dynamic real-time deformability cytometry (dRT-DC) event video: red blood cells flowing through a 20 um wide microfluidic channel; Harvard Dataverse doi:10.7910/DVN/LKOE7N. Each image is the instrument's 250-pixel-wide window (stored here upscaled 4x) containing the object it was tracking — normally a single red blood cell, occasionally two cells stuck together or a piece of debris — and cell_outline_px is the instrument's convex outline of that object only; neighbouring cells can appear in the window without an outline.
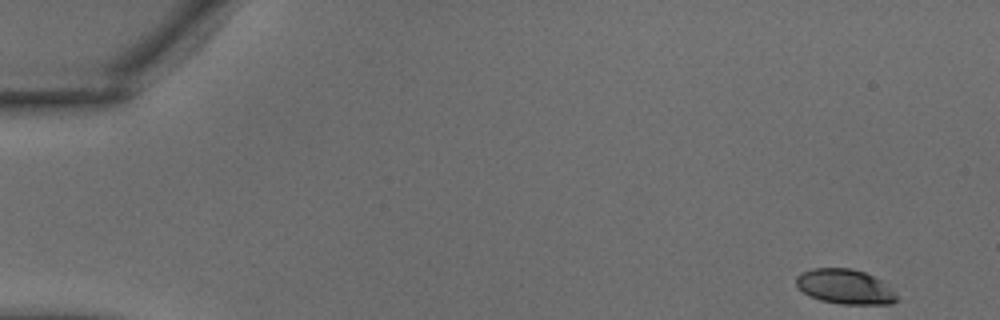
{"species": "common noctule bat (a hibernating species)", "species_latin": "Nyctalus noctula", "temperature_condition": "warm", "stored_images_in_passage": 7, "camera_frame_rate_fps": 3000, "um_per_image_px": 0.085, "animal": {"sex": "male", "body_mass_g": 18.8}, "frame": {"image": 1, "passage_image": 1, "time_ms": 0.0, "image_size_px": [1000, 320], "cell_outline_px": [[900, 300], [892, 304], [840, 304], [820, 300], [808, 296], [796, 284], [796, 276], [800, 272], [812, 268], [852, 268], [864, 272], [880, 280], [896, 292]], "centroid_in_image_um": [71.83, 24.37], "position_along_channel_um": 13.2, "area_um2": 20.58}}